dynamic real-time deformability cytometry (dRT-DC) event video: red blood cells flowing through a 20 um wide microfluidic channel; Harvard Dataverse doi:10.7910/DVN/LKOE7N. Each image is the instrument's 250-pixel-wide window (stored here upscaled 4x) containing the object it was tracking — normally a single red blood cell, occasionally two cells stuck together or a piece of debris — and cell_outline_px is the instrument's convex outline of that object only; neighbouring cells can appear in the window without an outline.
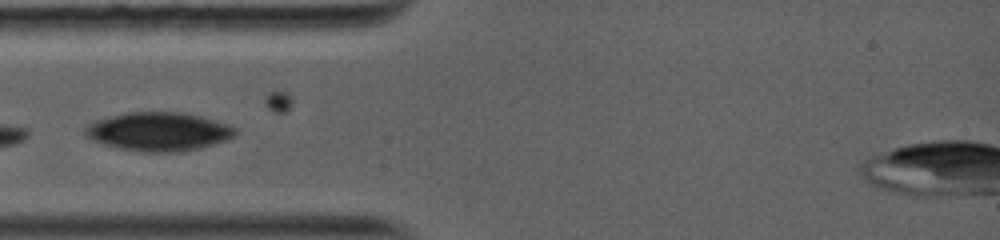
{"species": "common noctule bat (a hibernating species)", "species_latin": "Nyctalus noctula", "temperature_condition": "warm", "stored_images_in_passage": 5, "camera_frame_rate_fps": 5000, "um_per_image_px": 0.085, "animal": {"sex": "female", "body_mass_g": 19.0, "forearm_length_mm": 56.7}, "frame": {"image": 1, "passage_image": 1, "time_ms": 0.0, "image_size_px": [1000, 240], "cell_outline_px": [[236, 132], [232, 136], [224, 140], [212, 144], [180, 152], [148, 152], [120, 148], [104, 144], [92, 140], [84, 136], [84, 128], [88, 124], [96, 120], [128, 112], [180, 112], [200, 116], [224, 124], [232, 128]], "centroid_in_image_um": [13.39, 11.18], "position_along_channel_um": 71.6, "area_um2": 33.12}}